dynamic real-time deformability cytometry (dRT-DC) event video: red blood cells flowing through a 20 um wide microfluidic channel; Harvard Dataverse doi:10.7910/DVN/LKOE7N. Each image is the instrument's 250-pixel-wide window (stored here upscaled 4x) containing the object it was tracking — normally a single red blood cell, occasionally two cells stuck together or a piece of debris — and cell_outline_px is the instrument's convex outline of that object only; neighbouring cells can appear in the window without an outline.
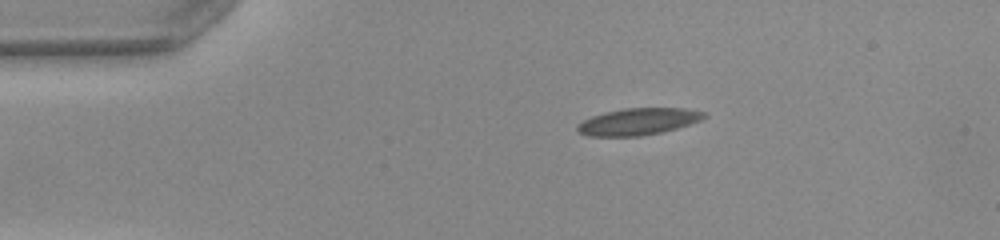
{"species": "common noctule bat (a hibernating species)", "species_latin": "Nyctalus noctula", "temperature_condition": "warm", "stored_images_in_passage": 43, "camera_frame_rate_fps": 3000, "um_per_image_px": 0.085, "animal": {"sex": "female", "body_mass_g": 22.0, "forearm_length_mm": 56.7}, "frame": {"image": 1, "passage_image": 1, "time_ms": 0.0, "image_size_px": [1000, 240], "cell_outline_px": [[708, 116], [700, 120], [676, 128], [660, 132], [640, 136], [588, 136], [576, 132], [576, 124], [592, 116], [604, 112], [624, 108], [684, 108], [704, 112]], "centroid_in_image_um": [54.19, 10.33], "position_along_channel_um": 30.8, "area_um2": 19.77}}
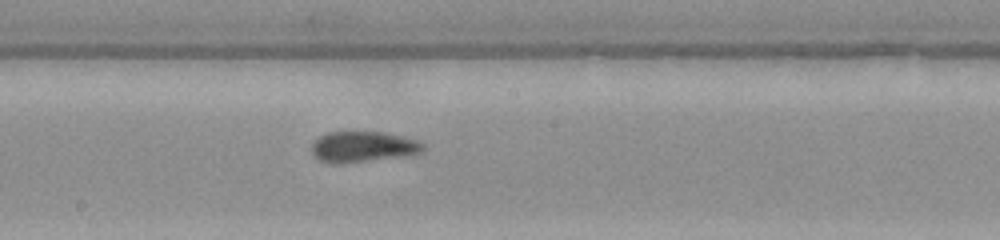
{"frame": {"image": 2, "passage_image": 19, "time_ms": 6.0, "image_size_px": [1000, 240], "cell_outline_px": [[424, 152], [340, 164], [328, 164], [320, 160], [312, 152], [312, 144], [320, 136], [328, 132], [384, 132], [420, 140], [424, 144]], "centroid_in_image_um": [30.85, 12.47], "position_along_channel_um": 217.4, "area_um2": 19.77}}
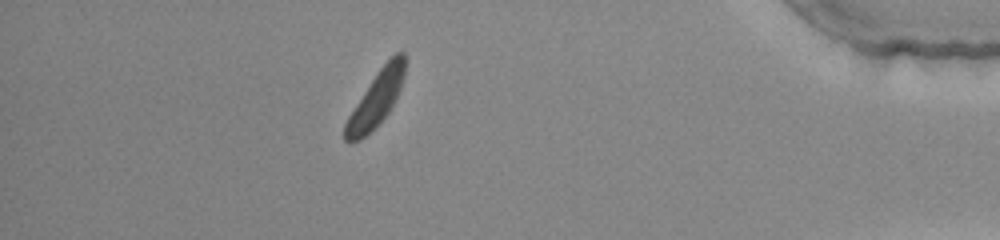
{"frame": {"image": 3, "passage_image": 37, "time_ms": 12.0, "image_size_px": [1000, 240], "cell_outline_px": [[404, 76], [400, 88], [388, 112], [360, 140], [352, 144], [348, 144], [344, 140], [344, 124], [348, 116], [376, 72], [396, 52], [404, 52]], "centroid_in_image_um": [31.91, 8.44], "position_along_channel_um": 403.3, "area_um2": 18.55}, "authors_computed_cell_mechanics": {"area_um2": 19.8832, "velocity_mm_per_s": 3.9568, "shape_relaxation_time_tau1_ms": null, "shape_relaxation_time_tau2_ms": 1.1272, "deformation_change_tau1": null, "deformation_change_tau2": 0.0641}}